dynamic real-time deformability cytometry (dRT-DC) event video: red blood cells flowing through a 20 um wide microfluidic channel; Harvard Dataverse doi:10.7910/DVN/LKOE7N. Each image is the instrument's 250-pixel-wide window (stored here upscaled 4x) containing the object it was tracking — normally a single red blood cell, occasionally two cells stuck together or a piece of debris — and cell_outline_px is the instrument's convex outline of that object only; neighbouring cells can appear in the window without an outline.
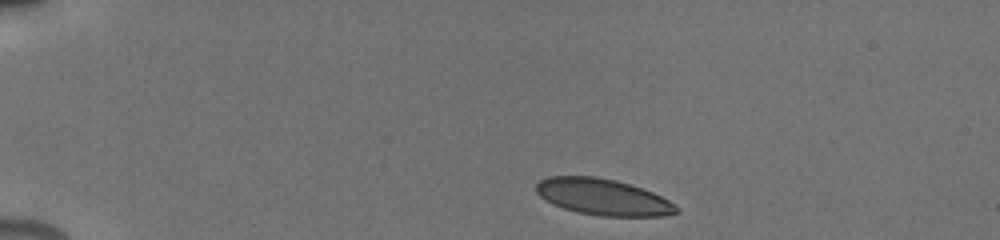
{"species": "human", "species_latin": "Homo sapiens", "temperature_condition": "cold", "stored_images_in_passage": 7, "camera_frame_rate_fps": 3000, "um_per_image_px": 0.085, "donor": {"sex": "male"}, "frame": {"image": 1, "passage_image": 1, "time_ms": 0.0, "image_size_px": [1000, 240], "cell_outline_px": [[680, 212], [664, 216], [600, 216], [576, 212], [552, 204], [540, 196], [536, 192], [536, 184], [540, 180], [548, 176], [596, 176], [616, 180], [652, 192], [668, 200]], "centroid_in_image_um": [51.21, 16.74], "position_along_channel_um": 33.8, "area_um2": 29.54}}
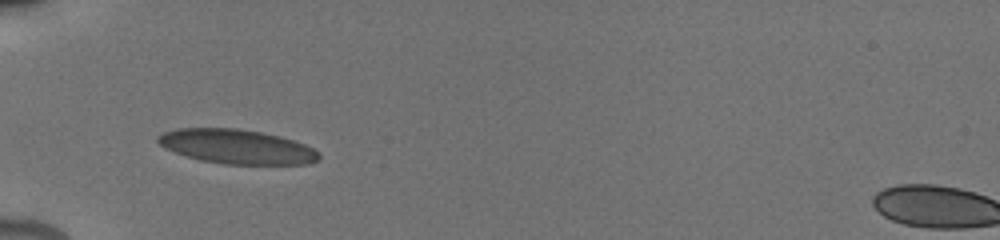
{"frame": {"image": 2, "passage_image": 5, "time_ms": 2.667, "image_size_px": [1000, 240], "cell_outline_px": [[320, 160], [308, 164], [224, 164], [200, 160], [164, 148], [156, 140], [156, 136], [164, 132], [176, 128], [236, 128], [260, 132], [280, 136], [304, 144], [312, 148], [320, 156]], "centroid_in_image_um": [20.1, 12.46], "position_along_channel_um": 64.9, "area_um2": 32.14}}
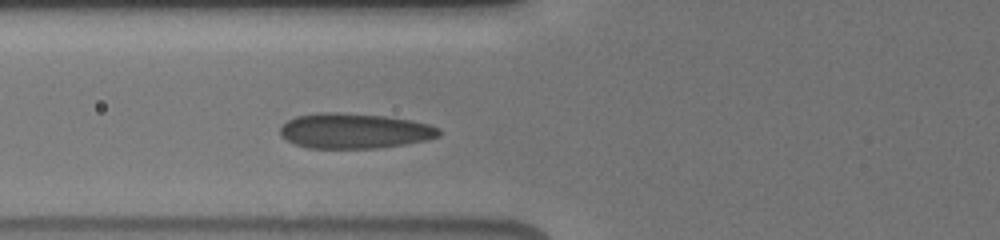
{"frame": {"image": 3, "passage_image": 7, "time_ms": 3.667, "image_size_px": [1000, 240], "cell_outline_px": [[440, 136], [424, 140], [404, 144], [376, 148], [308, 148], [296, 144], [280, 136], [280, 128], [288, 120], [296, 116], [320, 112], [336, 112], [384, 116], [412, 120], [428, 124], [440, 128]], "centroid_in_image_um": [30.12, 11.12], "position_along_channel_um": 95.7, "area_um2": 32.43}}